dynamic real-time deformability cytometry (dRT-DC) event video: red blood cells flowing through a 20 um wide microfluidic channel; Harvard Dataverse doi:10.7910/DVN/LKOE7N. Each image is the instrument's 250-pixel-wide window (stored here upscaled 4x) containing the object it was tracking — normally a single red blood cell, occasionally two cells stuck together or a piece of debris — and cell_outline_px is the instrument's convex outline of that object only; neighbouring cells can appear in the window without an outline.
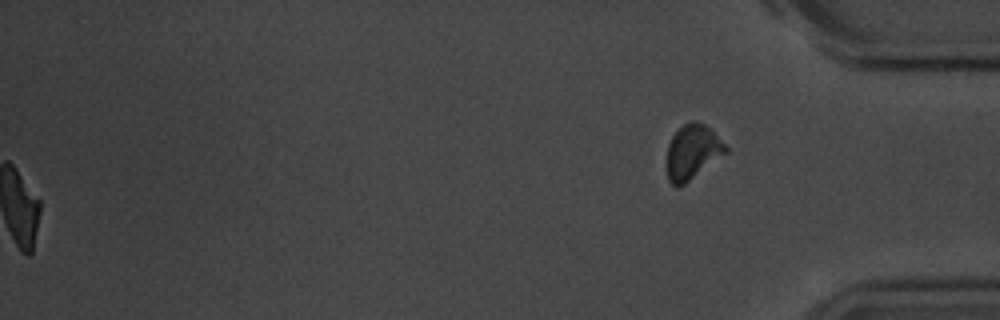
{"species": "common noctule bat (a hibernating species)", "species_latin": "Nyctalus noctula", "temperature_condition": "room temperature", "stored_images_in_passage": 54, "segment_of_instrument_passage": [2, 2], "camera_frame_rate_fps": 3000, "um_per_image_px": 0.085, "animal": {"sex": "male", "body_mass_g": 20.1, "forearm_length_mm": 53.5}, "frame": {"image": 1, "passage_image": 54, "time_ms": 17.667, "image_size_px": [1000, 320], "cell_outline_px": [[728, 152], [684, 184], [676, 188], [668, 180], [668, 144], [672, 136], [684, 124], [692, 120], [704, 124], [728, 148]], "centroid_in_image_um": [58.85, 12.93], "position_along_channel_um": 376.3, "area_um2": 18.26}}